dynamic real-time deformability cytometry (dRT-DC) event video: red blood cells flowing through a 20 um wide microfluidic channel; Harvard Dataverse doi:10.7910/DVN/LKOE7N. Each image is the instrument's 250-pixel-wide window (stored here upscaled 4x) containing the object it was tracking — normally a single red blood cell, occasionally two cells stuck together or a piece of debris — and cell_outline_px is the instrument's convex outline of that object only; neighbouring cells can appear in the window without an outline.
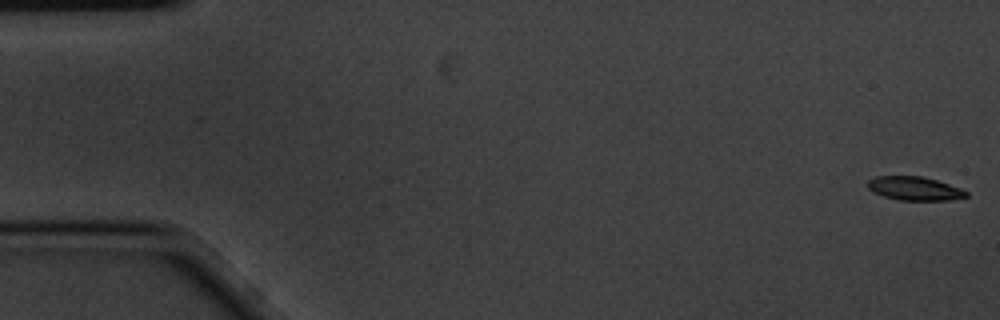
{"species": "common noctule bat (a hibernating species)", "species_latin": "Nyctalus noctula", "temperature_condition": "cold", "stored_images_in_passage": 2, "camera_frame_rate_fps": 3000, "um_per_image_px": 0.085, "animal": {"sex": "male", "body_mass_g": 20.1, "forearm_length_mm": 53.5}, "frame": {"image": 1, "passage_image": 2, "time_ms": 0.333, "image_size_px": [1000, 320], "cell_outline_px": [[968, 196], [948, 200], [900, 200], [884, 196], [868, 188], [868, 180], [876, 176], [920, 176], [936, 180], [960, 188], [968, 192]], "centroid_in_image_um": [77.74, 16.02], "position_along_channel_um": 7.3, "area_um2": 13.35}}